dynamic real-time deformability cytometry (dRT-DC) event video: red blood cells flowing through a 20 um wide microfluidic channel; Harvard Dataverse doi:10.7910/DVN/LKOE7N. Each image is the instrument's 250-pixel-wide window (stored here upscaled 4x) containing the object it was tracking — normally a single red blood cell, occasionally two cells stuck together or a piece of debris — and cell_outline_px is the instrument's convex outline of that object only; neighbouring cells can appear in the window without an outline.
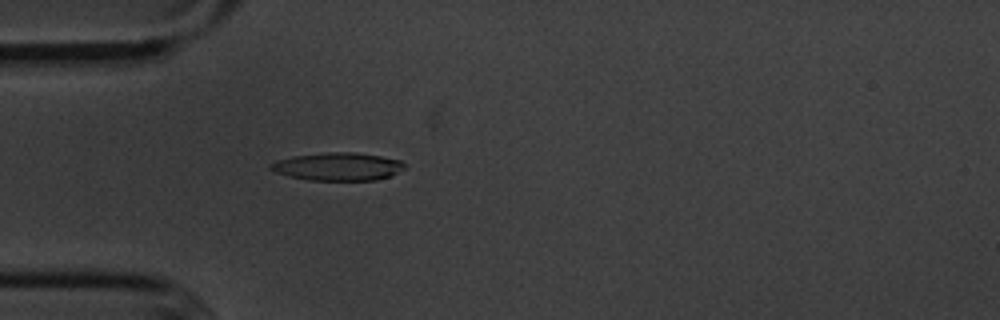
{"species": "common noctule bat (a hibernating species)", "species_latin": "Nyctalus noctula", "temperature_condition": "cold", "stored_images_in_passage": 47, "camera_frame_rate_fps": 3000, "um_per_image_px": 0.085, "animal": {"sex": "male", "body_mass_g": 20.1, "forearm_length_mm": 53.5}, "frame": {"image": 1, "passage_image": 8, "time_ms": 2.333, "image_size_px": [1000, 320], "cell_outline_px": [[404, 168], [388, 176], [376, 180], [308, 180], [276, 172], [268, 168], [268, 164], [276, 160], [292, 156], [328, 152], [356, 152], [380, 156], [400, 160], [404, 164]], "centroid_in_image_um": [28.67, 14.15], "position_along_channel_um": 56.3, "area_um2": 21.62}}
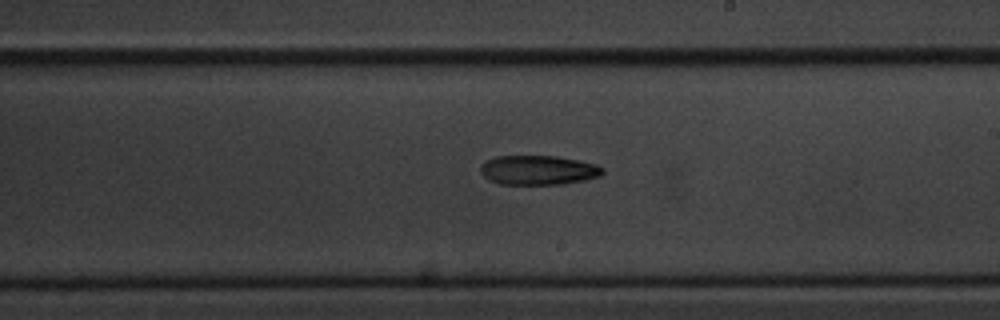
{"frame": {"image": 2, "passage_image": 24, "time_ms": 7.667, "image_size_px": [1000, 320], "cell_outline_px": [[604, 172], [600, 176], [584, 180], [560, 184], [500, 184], [488, 180], [480, 172], [480, 168], [484, 160], [496, 156], [556, 156], [580, 160], [596, 164], [604, 168]], "centroid_in_image_um": [45.74, 14.45], "position_along_channel_um": 243.3, "area_um2": 21.1}}
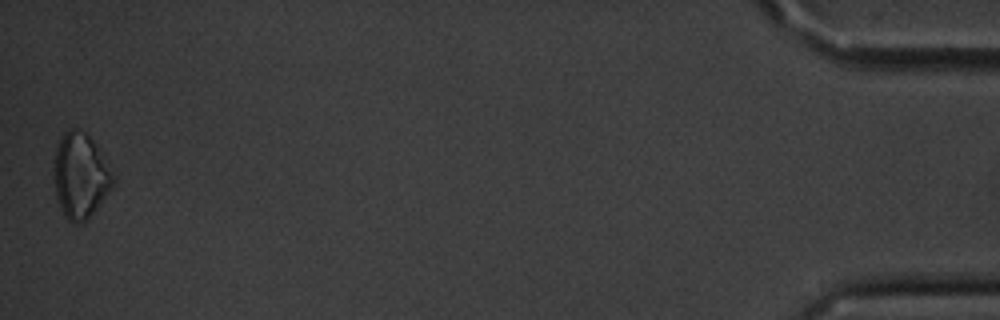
{"frame": {"image": 3, "passage_image": 47, "time_ms": 15.333, "image_size_px": [1000, 320], "cell_outline_px": [[116, 184], [88, 220], [84, 224], [72, 224], [64, 216], [60, 208], [56, 196], [52, 176], [52, 168], [56, 148], [64, 132], [68, 128], [76, 128], [84, 132], [92, 140], [116, 176]], "centroid_in_image_um": [6.83, 14.99], "position_along_channel_um": 428.4, "area_um2": 30.17}}